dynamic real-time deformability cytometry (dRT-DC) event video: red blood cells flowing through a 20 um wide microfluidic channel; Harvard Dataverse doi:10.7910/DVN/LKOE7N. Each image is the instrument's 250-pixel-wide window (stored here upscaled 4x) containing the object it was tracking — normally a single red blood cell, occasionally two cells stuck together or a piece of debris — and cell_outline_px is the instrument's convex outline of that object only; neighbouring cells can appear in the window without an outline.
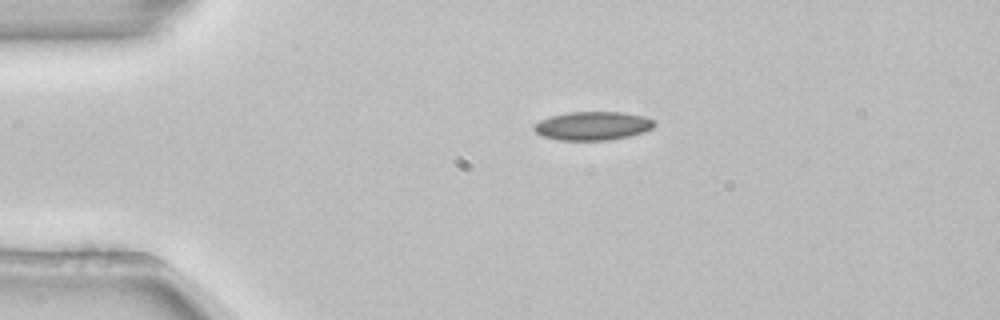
{"species": "common noctule bat (a hibernating species)", "species_latin": "Nyctalus noctula", "temperature_condition": "room temperature", "stored_images_in_passage": 43, "camera_frame_rate_fps": 3000, "um_per_image_px": 0.085, "animal": {"sex": "female", "body_mass_g": 22.7, "forearm_length_mm": 54.2}, "frame": {"image": 1, "passage_image": 1, "time_ms": 0.0, "image_size_px": [1000, 320], "cell_outline_px": [[656, 124], [652, 128], [644, 132], [628, 136], [608, 140], [560, 140], [540, 136], [532, 128], [540, 120], [548, 116], [568, 112], [620, 112], [644, 116], [656, 120]], "centroid_in_image_um": [50.38, 10.69], "position_along_channel_um": 34.6, "area_um2": 20.17}}
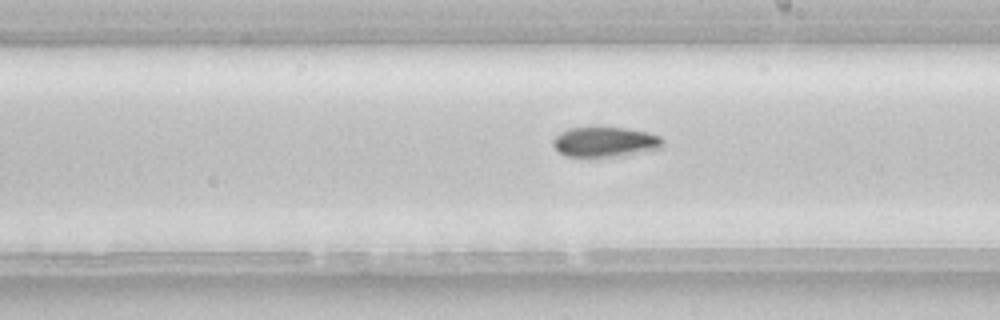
{"frame": {"image": 2, "passage_image": 20, "time_ms": 6.333, "image_size_px": [1000, 320], "cell_outline_px": [[664, 144], [660, 148], [612, 156], [564, 156], [552, 144], [552, 140], [560, 132], [568, 128], [624, 128], [648, 132], [660, 136], [664, 140]], "centroid_in_image_um": [51.41, 12.05], "position_along_channel_um": 237.6, "area_um2": 18.73}}
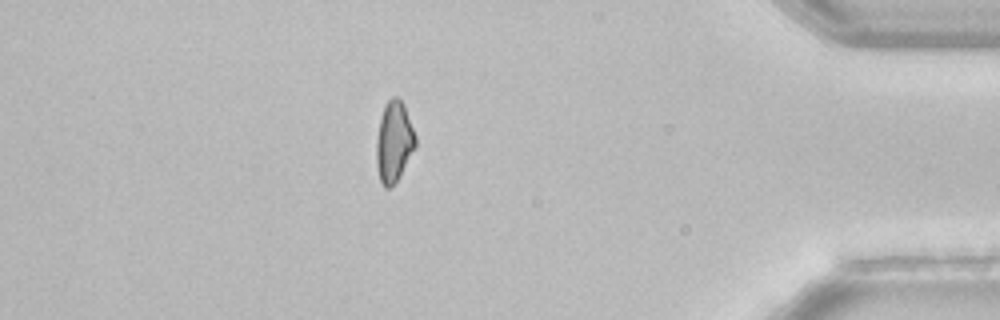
{"frame": {"image": 3, "passage_image": 36, "time_ms": 11.667, "image_size_px": [1000, 320], "cell_outline_px": [[416, 148], [396, 180], [388, 188], [384, 188], [380, 180], [376, 164], [376, 140], [380, 116], [384, 104], [392, 96], [396, 96], [404, 104], [416, 136]], "centroid_in_image_um": [33.48, 12.0], "position_along_channel_um": 401.7, "area_um2": 18.44}, "authors_computed_cell_mechanics": {"area_um2": 19.0162, "velocity_mm_per_s": 3.8822, "shape_relaxation_time_tau1_ms": 5.8426, "shape_relaxation_time_tau2_ms": null, "deformation_change_tau1": 0.1044, "deformation_change_tau2": null}}